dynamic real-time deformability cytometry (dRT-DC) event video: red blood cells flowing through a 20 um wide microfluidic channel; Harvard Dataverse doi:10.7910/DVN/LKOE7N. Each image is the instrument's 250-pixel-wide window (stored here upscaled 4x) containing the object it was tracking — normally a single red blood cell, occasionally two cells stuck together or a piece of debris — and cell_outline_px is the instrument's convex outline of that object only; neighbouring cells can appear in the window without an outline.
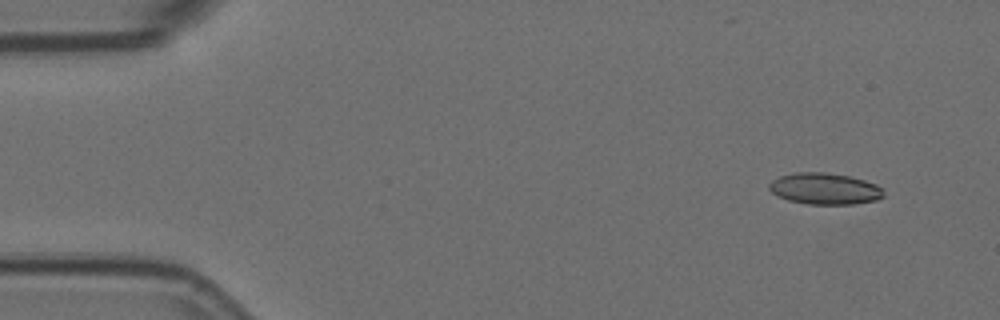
{"species": "Egyptian fruit bat (a non-hibernating species)", "species_latin": "Rousettus aegyptiacus", "temperature_condition": "room temperature", "stored_images_in_passage": 10, "camera_frame_rate_fps": 3000, "um_per_image_px": 0.085, "animal": {"sex": "female"}, "frame": {"image": 1, "passage_image": 1, "time_ms": 0.0, "image_size_px": [1000, 320], "cell_outline_px": [[884, 196], [876, 200], [856, 204], [808, 204], [788, 200], [776, 196], [768, 188], [768, 184], [772, 180], [780, 176], [796, 172], [824, 172], [848, 176], [864, 180], [876, 184], [884, 188]], "centroid_in_image_um": [70.1, 16.04], "position_along_channel_um": 14.9, "area_um2": 21.1}}
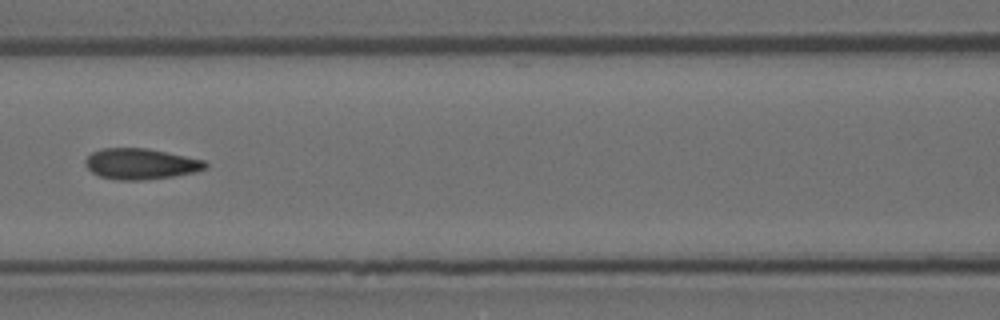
{"frame": {"image": 2, "passage_image": 6, "time_ms": 1.667, "image_size_px": [1000, 320], "cell_outline_px": [[208, 168], [196, 172], [172, 176], [144, 180], [120, 180], [100, 176], [92, 172], [84, 164], [84, 160], [92, 152], [100, 148], [148, 148], [204, 160], [208, 164]], "centroid_in_image_um": [11.96, 13.92], "position_along_channel_um": 154.6, "area_um2": 21.62}}
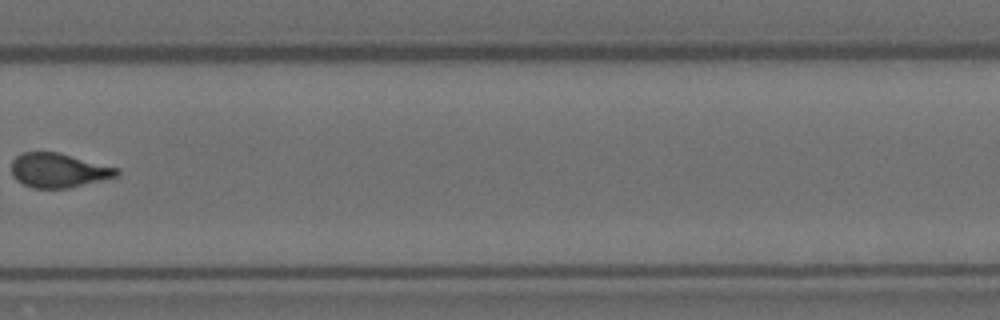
{"frame": {"image": 3, "passage_image": 10, "time_ms": 3.0, "image_size_px": [1000, 320], "cell_outline_px": [[120, 172], [116, 176], [68, 188], [32, 188], [16, 180], [12, 176], [12, 160], [16, 156], [24, 152], [56, 152], [120, 168]], "centroid_in_image_um": [4.95, 14.48], "position_along_channel_um": 324.9, "area_um2": 20.87}}